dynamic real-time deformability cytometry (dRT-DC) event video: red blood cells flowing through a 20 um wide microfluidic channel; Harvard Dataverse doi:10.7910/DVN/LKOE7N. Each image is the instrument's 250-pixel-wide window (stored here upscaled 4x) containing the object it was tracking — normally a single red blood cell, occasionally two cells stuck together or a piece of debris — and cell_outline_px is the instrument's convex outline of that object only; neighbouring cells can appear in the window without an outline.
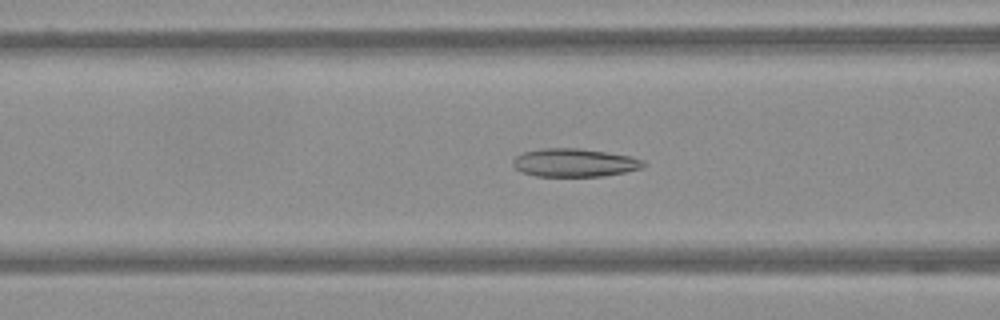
{"species": "Egyptian fruit bat (a non-hibernating species)", "species_latin": "Rousettus aegyptiacus", "temperature_condition": "warm", "stored_images_in_passage": 58, "camera_frame_rate_fps": 3000, "um_per_image_px": 0.085, "frame": {"image": 1, "passage_image": 24, "time_ms": 7.667, "image_size_px": [1000, 320], "cell_outline_px": [[648, 164], [644, 168], [604, 176], [536, 176], [520, 172], [512, 164], [512, 160], [516, 156], [524, 152], [544, 148], [580, 148], [632, 156], [644, 160]], "centroid_in_image_um": [48.87, 13.83], "position_along_channel_um": 117.7, "area_um2": 21.68}}
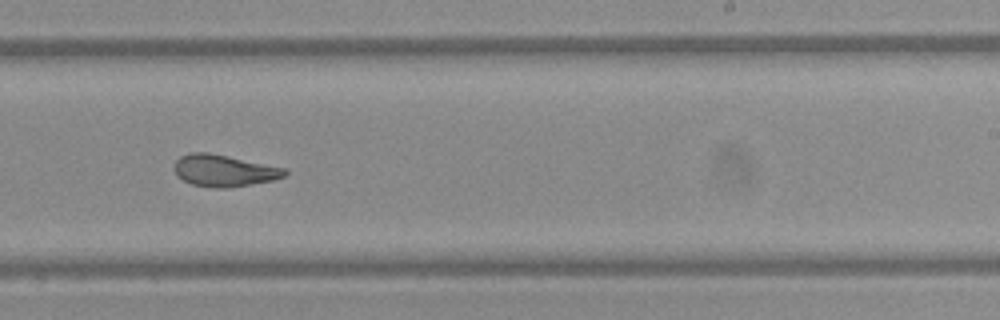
{"frame": {"image": 2, "passage_image": 37, "time_ms": 12.0, "image_size_px": [1000, 320], "cell_outline_px": [[288, 172], [284, 176], [272, 180], [252, 184], [228, 188], [216, 188], [192, 184], [176, 176], [172, 168], [176, 160], [180, 156], [188, 152], [208, 152], [288, 168]], "centroid_in_image_um": [19.02, 14.49], "position_along_channel_um": 270.0, "area_um2": 20.69}}
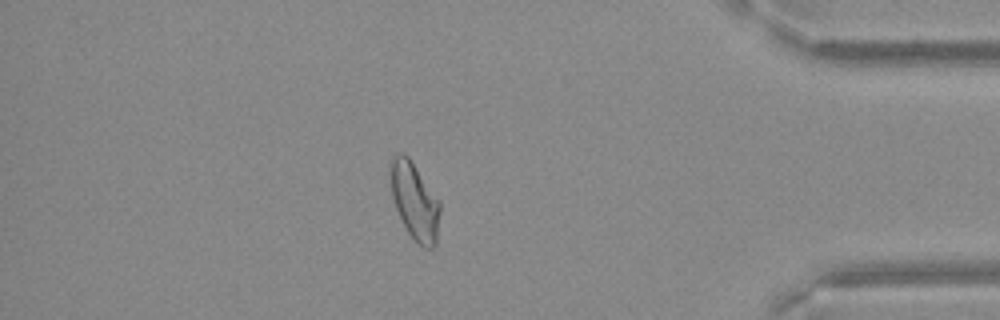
{"frame": {"image": 3, "passage_image": 51, "time_ms": 16.667, "image_size_px": [1000, 320], "cell_outline_px": [[440, 212], [436, 244], [432, 248], [424, 248], [408, 232], [396, 208], [392, 196], [388, 172], [388, 160], [392, 156], [400, 152], [404, 152], [408, 156], [440, 200]], "centroid_in_image_um": [35.22, 17.01], "position_along_channel_um": 400.0, "area_um2": 22.54}}